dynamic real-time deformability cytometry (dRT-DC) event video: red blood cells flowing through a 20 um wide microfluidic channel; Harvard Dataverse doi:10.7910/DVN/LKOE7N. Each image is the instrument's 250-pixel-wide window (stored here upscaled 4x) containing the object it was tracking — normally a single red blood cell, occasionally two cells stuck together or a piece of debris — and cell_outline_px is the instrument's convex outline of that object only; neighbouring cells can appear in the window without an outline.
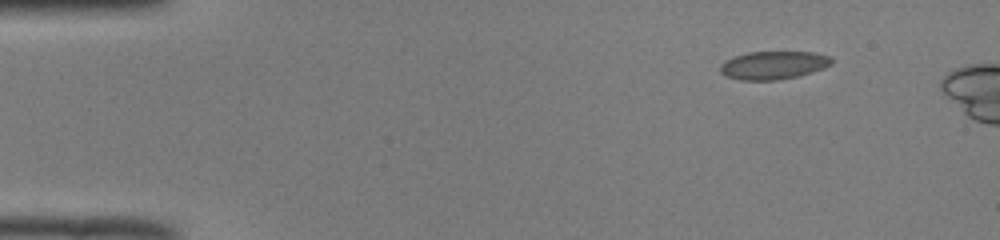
{"species": "common noctule bat (a hibernating species)", "species_latin": "Nyctalus noctula", "temperature_condition": "room temperature", "stored_images_in_passage": 5, "camera_frame_rate_fps": 3000, "um_per_image_px": 0.085, "animal": {"sex": "male", "body_mass_g": 19.0, "forearm_length_mm": 50.8}, "frame": {"image": 1, "passage_image": 1, "time_ms": 0.0, "image_size_px": [1000, 240], "cell_outline_px": [[832, 64], [824, 68], [800, 76], [776, 80], [740, 80], [728, 76], [720, 72], [720, 64], [724, 60], [748, 52], [812, 52], [832, 56]], "centroid_in_image_um": [65.76, 5.54], "position_along_channel_um": 19.2, "area_um2": 18.32}}